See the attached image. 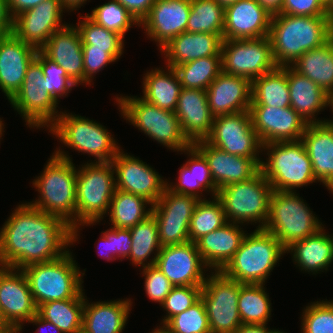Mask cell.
<instances>
[{
    "label": "cell",
    "mask_w": 333,
    "mask_h": 333,
    "mask_svg": "<svg viewBox=\"0 0 333 333\" xmlns=\"http://www.w3.org/2000/svg\"><path fill=\"white\" fill-rule=\"evenodd\" d=\"M72 228L27 203L19 204L0 228V266L23 269L66 254Z\"/></svg>",
    "instance_id": "6da1fadb"
},
{
    "label": "cell",
    "mask_w": 333,
    "mask_h": 333,
    "mask_svg": "<svg viewBox=\"0 0 333 333\" xmlns=\"http://www.w3.org/2000/svg\"><path fill=\"white\" fill-rule=\"evenodd\" d=\"M333 37L328 16H299L277 13L272 16L269 38L278 67L291 66L305 52L321 47Z\"/></svg>",
    "instance_id": "7a4b0ae2"
},
{
    "label": "cell",
    "mask_w": 333,
    "mask_h": 333,
    "mask_svg": "<svg viewBox=\"0 0 333 333\" xmlns=\"http://www.w3.org/2000/svg\"><path fill=\"white\" fill-rule=\"evenodd\" d=\"M44 171L33 180L40 193L33 207L65 221L72 229L76 227L77 169L72 158L60 148L54 151Z\"/></svg>",
    "instance_id": "3957f363"
},
{
    "label": "cell",
    "mask_w": 333,
    "mask_h": 333,
    "mask_svg": "<svg viewBox=\"0 0 333 333\" xmlns=\"http://www.w3.org/2000/svg\"><path fill=\"white\" fill-rule=\"evenodd\" d=\"M246 233L229 262L220 272L242 284H264L286 249L270 232L255 229Z\"/></svg>",
    "instance_id": "277c9868"
},
{
    "label": "cell",
    "mask_w": 333,
    "mask_h": 333,
    "mask_svg": "<svg viewBox=\"0 0 333 333\" xmlns=\"http://www.w3.org/2000/svg\"><path fill=\"white\" fill-rule=\"evenodd\" d=\"M114 175L111 162L91 161L77 170L76 227L72 229V242L79 239L80 226L94 225L108 213L116 190Z\"/></svg>",
    "instance_id": "5b68a950"
},
{
    "label": "cell",
    "mask_w": 333,
    "mask_h": 333,
    "mask_svg": "<svg viewBox=\"0 0 333 333\" xmlns=\"http://www.w3.org/2000/svg\"><path fill=\"white\" fill-rule=\"evenodd\" d=\"M24 273L36 307L55 300L79 298L83 292V271H80L72 252L58 259L29 265Z\"/></svg>",
    "instance_id": "8992f818"
},
{
    "label": "cell",
    "mask_w": 333,
    "mask_h": 333,
    "mask_svg": "<svg viewBox=\"0 0 333 333\" xmlns=\"http://www.w3.org/2000/svg\"><path fill=\"white\" fill-rule=\"evenodd\" d=\"M296 191H272L264 230L287 249L294 242L315 234L324 225Z\"/></svg>",
    "instance_id": "52a82bcc"
},
{
    "label": "cell",
    "mask_w": 333,
    "mask_h": 333,
    "mask_svg": "<svg viewBox=\"0 0 333 333\" xmlns=\"http://www.w3.org/2000/svg\"><path fill=\"white\" fill-rule=\"evenodd\" d=\"M268 158L261 161L260 171L270 183L273 191H296L318 181L311 160L301 140L262 145Z\"/></svg>",
    "instance_id": "ba28073f"
},
{
    "label": "cell",
    "mask_w": 333,
    "mask_h": 333,
    "mask_svg": "<svg viewBox=\"0 0 333 333\" xmlns=\"http://www.w3.org/2000/svg\"><path fill=\"white\" fill-rule=\"evenodd\" d=\"M126 121L168 149L181 152L192 144L184 136L175 112L161 109L137 96L116 97Z\"/></svg>",
    "instance_id": "9c48e42d"
},
{
    "label": "cell",
    "mask_w": 333,
    "mask_h": 333,
    "mask_svg": "<svg viewBox=\"0 0 333 333\" xmlns=\"http://www.w3.org/2000/svg\"><path fill=\"white\" fill-rule=\"evenodd\" d=\"M48 130L68 148L94 156L93 162H111L121 150L106 127L84 116L62 111Z\"/></svg>",
    "instance_id": "30bf717a"
},
{
    "label": "cell",
    "mask_w": 333,
    "mask_h": 333,
    "mask_svg": "<svg viewBox=\"0 0 333 333\" xmlns=\"http://www.w3.org/2000/svg\"><path fill=\"white\" fill-rule=\"evenodd\" d=\"M272 187L259 171L247 181L229 184L218 190L217 197L223 204L228 222L259 223L263 229L268 218L269 200Z\"/></svg>",
    "instance_id": "8fae6325"
},
{
    "label": "cell",
    "mask_w": 333,
    "mask_h": 333,
    "mask_svg": "<svg viewBox=\"0 0 333 333\" xmlns=\"http://www.w3.org/2000/svg\"><path fill=\"white\" fill-rule=\"evenodd\" d=\"M9 102L28 127L49 128L60 115L57 109L59 103L46 90L38 55L28 66L21 89Z\"/></svg>",
    "instance_id": "7c38bea8"
},
{
    "label": "cell",
    "mask_w": 333,
    "mask_h": 333,
    "mask_svg": "<svg viewBox=\"0 0 333 333\" xmlns=\"http://www.w3.org/2000/svg\"><path fill=\"white\" fill-rule=\"evenodd\" d=\"M241 284L220 271L207 275L200 298L206 308L211 333H234L242 325L238 311Z\"/></svg>",
    "instance_id": "4fadbf2b"
},
{
    "label": "cell",
    "mask_w": 333,
    "mask_h": 333,
    "mask_svg": "<svg viewBox=\"0 0 333 333\" xmlns=\"http://www.w3.org/2000/svg\"><path fill=\"white\" fill-rule=\"evenodd\" d=\"M221 64L222 72L245 77L251 82L278 67L273 58L269 36L223 40Z\"/></svg>",
    "instance_id": "5bb4252c"
},
{
    "label": "cell",
    "mask_w": 333,
    "mask_h": 333,
    "mask_svg": "<svg viewBox=\"0 0 333 333\" xmlns=\"http://www.w3.org/2000/svg\"><path fill=\"white\" fill-rule=\"evenodd\" d=\"M200 199L192 195L172 192L167 187L152 205L159 241L162 247L180 245L190 241L189 224Z\"/></svg>",
    "instance_id": "9a60e30c"
},
{
    "label": "cell",
    "mask_w": 333,
    "mask_h": 333,
    "mask_svg": "<svg viewBox=\"0 0 333 333\" xmlns=\"http://www.w3.org/2000/svg\"><path fill=\"white\" fill-rule=\"evenodd\" d=\"M205 140L229 154L246 158H260L259 153L263 152L250 111L215 117Z\"/></svg>",
    "instance_id": "2e32d148"
},
{
    "label": "cell",
    "mask_w": 333,
    "mask_h": 333,
    "mask_svg": "<svg viewBox=\"0 0 333 333\" xmlns=\"http://www.w3.org/2000/svg\"><path fill=\"white\" fill-rule=\"evenodd\" d=\"M0 312L3 323L19 333L23 323L37 314L28 281L20 269L0 266Z\"/></svg>",
    "instance_id": "e0dca14e"
},
{
    "label": "cell",
    "mask_w": 333,
    "mask_h": 333,
    "mask_svg": "<svg viewBox=\"0 0 333 333\" xmlns=\"http://www.w3.org/2000/svg\"><path fill=\"white\" fill-rule=\"evenodd\" d=\"M116 189L139 195L154 205L164 192L165 179L154 168L121 149L111 161Z\"/></svg>",
    "instance_id": "ac0fdd59"
},
{
    "label": "cell",
    "mask_w": 333,
    "mask_h": 333,
    "mask_svg": "<svg viewBox=\"0 0 333 333\" xmlns=\"http://www.w3.org/2000/svg\"><path fill=\"white\" fill-rule=\"evenodd\" d=\"M155 266L173 286H203L207 275L204 270H209L202 261L196 243L191 241L162 247Z\"/></svg>",
    "instance_id": "d6986e66"
},
{
    "label": "cell",
    "mask_w": 333,
    "mask_h": 333,
    "mask_svg": "<svg viewBox=\"0 0 333 333\" xmlns=\"http://www.w3.org/2000/svg\"><path fill=\"white\" fill-rule=\"evenodd\" d=\"M64 11L60 0H44L13 18L12 33L40 50L55 31L67 25L61 23Z\"/></svg>",
    "instance_id": "ffe728a7"
},
{
    "label": "cell",
    "mask_w": 333,
    "mask_h": 333,
    "mask_svg": "<svg viewBox=\"0 0 333 333\" xmlns=\"http://www.w3.org/2000/svg\"><path fill=\"white\" fill-rule=\"evenodd\" d=\"M249 111L262 145L301 140L308 124L291 106H250Z\"/></svg>",
    "instance_id": "44dd1931"
},
{
    "label": "cell",
    "mask_w": 333,
    "mask_h": 333,
    "mask_svg": "<svg viewBox=\"0 0 333 333\" xmlns=\"http://www.w3.org/2000/svg\"><path fill=\"white\" fill-rule=\"evenodd\" d=\"M206 159L215 187L247 181L260 171L262 158H246L219 149L206 140L192 144Z\"/></svg>",
    "instance_id": "7402d4cb"
},
{
    "label": "cell",
    "mask_w": 333,
    "mask_h": 333,
    "mask_svg": "<svg viewBox=\"0 0 333 333\" xmlns=\"http://www.w3.org/2000/svg\"><path fill=\"white\" fill-rule=\"evenodd\" d=\"M190 10L191 0H156L140 26L161 49L172 38L186 31Z\"/></svg>",
    "instance_id": "603a6c76"
},
{
    "label": "cell",
    "mask_w": 333,
    "mask_h": 333,
    "mask_svg": "<svg viewBox=\"0 0 333 333\" xmlns=\"http://www.w3.org/2000/svg\"><path fill=\"white\" fill-rule=\"evenodd\" d=\"M272 16L256 0H238L225 8L223 40L269 36Z\"/></svg>",
    "instance_id": "cb8c5ba5"
},
{
    "label": "cell",
    "mask_w": 333,
    "mask_h": 333,
    "mask_svg": "<svg viewBox=\"0 0 333 333\" xmlns=\"http://www.w3.org/2000/svg\"><path fill=\"white\" fill-rule=\"evenodd\" d=\"M37 52L13 33L0 36V89L9 101L21 89L27 68Z\"/></svg>",
    "instance_id": "d4e9b609"
},
{
    "label": "cell",
    "mask_w": 333,
    "mask_h": 333,
    "mask_svg": "<svg viewBox=\"0 0 333 333\" xmlns=\"http://www.w3.org/2000/svg\"><path fill=\"white\" fill-rule=\"evenodd\" d=\"M252 82L242 76L221 72L206 89L207 102L212 116L249 111Z\"/></svg>",
    "instance_id": "484cf974"
},
{
    "label": "cell",
    "mask_w": 333,
    "mask_h": 333,
    "mask_svg": "<svg viewBox=\"0 0 333 333\" xmlns=\"http://www.w3.org/2000/svg\"><path fill=\"white\" fill-rule=\"evenodd\" d=\"M175 114L184 136L191 144L209 136L214 117L207 102L206 90L182 87Z\"/></svg>",
    "instance_id": "4316f807"
},
{
    "label": "cell",
    "mask_w": 333,
    "mask_h": 333,
    "mask_svg": "<svg viewBox=\"0 0 333 333\" xmlns=\"http://www.w3.org/2000/svg\"><path fill=\"white\" fill-rule=\"evenodd\" d=\"M80 34L75 25L67 23L55 31L40 49L48 58L61 66L78 86L84 85V62Z\"/></svg>",
    "instance_id": "83f0119b"
},
{
    "label": "cell",
    "mask_w": 333,
    "mask_h": 333,
    "mask_svg": "<svg viewBox=\"0 0 333 333\" xmlns=\"http://www.w3.org/2000/svg\"><path fill=\"white\" fill-rule=\"evenodd\" d=\"M301 141L315 178L333 194V120L307 124Z\"/></svg>",
    "instance_id": "f1b7e54d"
},
{
    "label": "cell",
    "mask_w": 333,
    "mask_h": 333,
    "mask_svg": "<svg viewBox=\"0 0 333 333\" xmlns=\"http://www.w3.org/2000/svg\"><path fill=\"white\" fill-rule=\"evenodd\" d=\"M245 232L238 223L227 222L199 238L195 243L204 264L220 271L239 249Z\"/></svg>",
    "instance_id": "f546056e"
},
{
    "label": "cell",
    "mask_w": 333,
    "mask_h": 333,
    "mask_svg": "<svg viewBox=\"0 0 333 333\" xmlns=\"http://www.w3.org/2000/svg\"><path fill=\"white\" fill-rule=\"evenodd\" d=\"M222 43L220 35L185 31L172 38L160 51L167 59L166 65L174 68L199 58L221 56Z\"/></svg>",
    "instance_id": "4dcf8cb0"
},
{
    "label": "cell",
    "mask_w": 333,
    "mask_h": 333,
    "mask_svg": "<svg viewBox=\"0 0 333 333\" xmlns=\"http://www.w3.org/2000/svg\"><path fill=\"white\" fill-rule=\"evenodd\" d=\"M287 80L293 110L308 124L328 121L318 120L315 116L324 107H330V95L291 66H287Z\"/></svg>",
    "instance_id": "1f68e13d"
},
{
    "label": "cell",
    "mask_w": 333,
    "mask_h": 333,
    "mask_svg": "<svg viewBox=\"0 0 333 333\" xmlns=\"http://www.w3.org/2000/svg\"><path fill=\"white\" fill-rule=\"evenodd\" d=\"M324 228L303 240L294 242L286 249L287 253L292 254V260L301 271L315 275L327 271L332 265L333 236L325 232Z\"/></svg>",
    "instance_id": "d6a6232c"
},
{
    "label": "cell",
    "mask_w": 333,
    "mask_h": 333,
    "mask_svg": "<svg viewBox=\"0 0 333 333\" xmlns=\"http://www.w3.org/2000/svg\"><path fill=\"white\" fill-rule=\"evenodd\" d=\"M131 306V299L128 298L91 304L85 298L82 327L88 333H122Z\"/></svg>",
    "instance_id": "836d02e7"
},
{
    "label": "cell",
    "mask_w": 333,
    "mask_h": 333,
    "mask_svg": "<svg viewBox=\"0 0 333 333\" xmlns=\"http://www.w3.org/2000/svg\"><path fill=\"white\" fill-rule=\"evenodd\" d=\"M190 156L179 170L178 184L166 182V187L172 192L192 195L198 199H202V193L199 191H209L213 196H217L218 189L215 187L211 177L210 168L205 157L193 146L183 150ZM199 189V190H198Z\"/></svg>",
    "instance_id": "e575fe53"
},
{
    "label": "cell",
    "mask_w": 333,
    "mask_h": 333,
    "mask_svg": "<svg viewBox=\"0 0 333 333\" xmlns=\"http://www.w3.org/2000/svg\"><path fill=\"white\" fill-rule=\"evenodd\" d=\"M154 68L143 76V96L146 102L175 112L182 86L174 68Z\"/></svg>",
    "instance_id": "d590c367"
},
{
    "label": "cell",
    "mask_w": 333,
    "mask_h": 333,
    "mask_svg": "<svg viewBox=\"0 0 333 333\" xmlns=\"http://www.w3.org/2000/svg\"><path fill=\"white\" fill-rule=\"evenodd\" d=\"M291 67L331 95L333 93V37L321 47L305 52L293 62Z\"/></svg>",
    "instance_id": "8d00e7d4"
},
{
    "label": "cell",
    "mask_w": 333,
    "mask_h": 333,
    "mask_svg": "<svg viewBox=\"0 0 333 333\" xmlns=\"http://www.w3.org/2000/svg\"><path fill=\"white\" fill-rule=\"evenodd\" d=\"M290 105L287 66L277 67L252 81L251 106L284 108Z\"/></svg>",
    "instance_id": "74e56055"
},
{
    "label": "cell",
    "mask_w": 333,
    "mask_h": 333,
    "mask_svg": "<svg viewBox=\"0 0 333 333\" xmlns=\"http://www.w3.org/2000/svg\"><path fill=\"white\" fill-rule=\"evenodd\" d=\"M147 204L150 205L147 210ZM152 213V203L142 196L116 189L108 215L111 227L130 229Z\"/></svg>",
    "instance_id": "f35d334b"
},
{
    "label": "cell",
    "mask_w": 333,
    "mask_h": 333,
    "mask_svg": "<svg viewBox=\"0 0 333 333\" xmlns=\"http://www.w3.org/2000/svg\"><path fill=\"white\" fill-rule=\"evenodd\" d=\"M85 297L83 293L79 298L42 303L37 307V314L63 333H74L82 328Z\"/></svg>",
    "instance_id": "ab89813d"
},
{
    "label": "cell",
    "mask_w": 333,
    "mask_h": 333,
    "mask_svg": "<svg viewBox=\"0 0 333 333\" xmlns=\"http://www.w3.org/2000/svg\"><path fill=\"white\" fill-rule=\"evenodd\" d=\"M130 232L132 247L127 259L132 260V265L142 266V268L155 265L158 253L162 248L155 217L152 214L149 215L146 219L131 227ZM152 253H154V256L147 262Z\"/></svg>",
    "instance_id": "60d3db41"
},
{
    "label": "cell",
    "mask_w": 333,
    "mask_h": 333,
    "mask_svg": "<svg viewBox=\"0 0 333 333\" xmlns=\"http://www.w3.org/2000/svg\"><path fill=\"white\" fill-rule=\"evenodd\" d=\"M264 284H241L238 311L242 324L267 325L271 317V300Z\"/></svg>",
    "instance_id": "b9f144b4"
},
{
    "label": "cell",
    "mask_w": 333,
    "mask_h": 333,
    "mask_svg": "<svg viewBox=\"0 0 333 333\" xmlns=\"http://www.w3.org/2000/svg\"><path fill=\"white\" fill-rule=\"evenodd\" d=\"M174 70L183 88L206 90L222 72L221 56L199 58L179 64Z\"/></svg>",
    "instance_id": "7bdbcfd3"
},
{
    "label": "cell",
    "mask_w": 333,
    "mask_h": 333,
    "mask_svg": "<svg viewBox=\"0 0 333 333\" xmlns=\"http://www.w3.org/2000/svg\"><path fill=\"white\" fill-rule=\"evenodd\" d=\"M225 8L216 0H191L187 32L211 33L223 38Z\"/></svg>",
    "instance_id": "ee69618b"
},
{
    "label": "cell",
    "mask_w": 333,
    "mask_h": 333,
    "mask_svg": "<svg viewBox=\"0 0 333 333\" xmlns=\"http://www.w3.org/2000/svg\"><path fill=\"white\" fill-rule=\"evenodd\" d=\"M75 26L80 34L82 48L106 49V52L117 61L123 53L124 38L118 33L96 24L87 15L82 16Z\"/></svg>",
    "instance_id": "f6af8a7d"
},
{
    "label": "cell",
    "mask_w": 333,
    "mask_h": 333,
    "mask_svg": "<svg viewBox=\"0 0 333 333\" xmlns=\"http://www.w3.org/2000/svg\"><path fill=\"white\" fill-rule=\"evenodd\" d=\"M223 204L217 196L211 200L200 199L189 224V239L196 242L227 223Z\"/></svg>",
    "instance_id": "bcb514c9"
},
{
    "label": "cell",
    "mask_w": 333,
    "mask_h": 333,
    "mask_svg": "<svg viewBox=\"0 0 333 333\" xmlns=\"http://www.w3.org/2000/svg\"><path fill=\"white\" fill-rule=\"evenodd\" d=\"M86 15L96 24L118 33L123 38L132 25L140 27V23L129 11L115 0L94 8L91 14Z\"/></svg>",
    "instance_id": "7dc6e473"
},
{
    "label": "cell",
    "mask_w": 333,
    "mask_h": 333,
    "mask_svg": "<svg viewBox=\"0 0 333 333\" xmlns=\"http://www.w3.org/2000/svg\"><path fill=\"white\" fill-rule=\"evenodd\" d=\"M164 326L172 333H211L201 298L187 310L171 317Z\"/></svg>",
    "instance_id": "c3c4849f"
},
{
    "label": "cell",
    "mask_w": 333,
    "mask_h": 333,
    "mask_svg": "<svg viewBox=\"0 0 333 333\" xmlns=\"http://www.w3.org/2000/svg\"><path fill=\"white\" fill-rule=\"evenodd\" d=\"M311 303L302 312L301 332L333 333V301L326 299Z\"/></svg>",
    "instance_id": "681fc988"
},
{
    "label": "cell",
    "mask_w": 333,
    "mask_h": 333,
    "mask_svg": "<svg viewBox=\"0 0 333 333\" xmlns=\"http://www.w3.org/2000/svg\"><path fill=\"white\" fill-rule=\"evenodd\" d=\"M37 55L41 58L46 90L59 102L58 98L67 96L76 84L67 76L61 66L48 58L41 50H38Z\"/></svg>",
    "instance_id": "f907efd6"
},
{
    "label": "cell",
    "mask_w": 333,
    "mask_h": 333,
    "mask_svg": "<svg viewBox=\"0 0 333 333\" xmlns=\"http://www.w3.org/2000/svg\"><path fill=\"white\" fill-rule=\"evenodd\" d=\"M202 286H174L167 295L161 307L165 309L166 316L160 325H164L171 317L187 310L200 299Z\"/></svg>",
    "instance_id": "816d5d0a"
},
{
    "label": "cell",
    "mask_w": 333,
    "mask_h": 333,
    "mask_svg": "<svg viewBox=\"0 0 333 333\" xmlns=\"http://www.w3.org/2000/svg\"><path fill=\"white\" fill-rule=\"evenodd\" d=\"M142 270L145 293L151 301L161 305L174 287L173 284L155 265L143 267Z\"/></svg>",
    "instance_id": "f5cc1de1"
},
{
    "label": "cell",
    "mask_w": 333,
    "mask_h": 333,
    "mask_svg": "<svg viewBox=\"0 0 333 333\" xmlns=\"http://www.w3.org/2000/svg\"><path fill=\"white\" fill-rule=\"evenodd\" d=\"M84 62V84L91 85L94 74L96 75L101 69L112 62H116L107 52L106 49L99 48H82Z\"/></svg>",
    "instance_id": "db71d44e"
},
{
    "label": "cell",
    "mask_w": 333,
    "mask_h": 333,
    "mask_svg": "<svg viewBox=\"0 0 333 333\" xmlns=\"http://www.w3.org/2000/svg\"><path fill=\"white\" fill-rule=\"evenodd\" d=\"M281 14L299 16H328L322 0H284Z\"/></svg>",
    "instance_id": "11a10c76"
},
{
    "label": "cell",
    "mask_w": 333,
    "mask_h": 333,
    "mask_svg": "<svg viewBox=\"0 0 333 333\" xmlns=\"http://www.w3.org/2000/svg\"><path fill=\"white\" fill-rule=\"evenodd\" d=\"M101 233L111 242L112 256L115 259L120 258L122 261V259L129 257L132 247L130 229L111 227Z\"/></svg>",
    "instance_id": "9f6ffc18"
},
{
    "label": "cell",
    "mask_w": 333,
    "mask_h": 333,
    "mask_svg": "<svg viewBox=\"0 0 333 333\" xmlns=\"http://www.w3.org/2000/svg\"><path fill=\"white\" fill-rule=\"evenodd\" d=\"M124 6L140 23L150 12L156 0H115Z\"/></svg>",
    "instance_id": "6f0895ef"
},
{
    "label": "cell",
    "mask_w": 333,
    "mask_h": 333,
    "mask_svg": "<svg viewBox=\"0 0 333 333\" xmlns=\"http://www.w3.org/2000/svg\"><path fill=\"white\" fill-rule=\"evenodd\" d=\"M44 0H6L12 18L21 12L36 7Z\"/></svg>",
    "instance_id": "680465c9"
},
{
    "label": "cell",
    "mask_w": 333,
    "mask_h": 333,
    "mask_svg": "<svg viewBox=\"0 0 333 333\" xmlns=\"http://www.w3.org/2000/svg\"><path fill=\"white\" fill-rule=\"evenodd\" d=\"M13 18L10 15L6 0H0V36L12 33Z\"/></svg>",
    "instance_id": "91938a15"
},
{
    "label": "cell",
    "mask_w": 333,
    "mask_h": 333,
    "mask_svg": "<svg viewBox=\"0 0 333 333\" xmlns=\"http://www.w3.org/2000/svg\"><path fill=\"white\" fill-rule=\"evenodd\" d=\"M28 323H32L33 325H39L36 333H44L45 330L43 328L54 331L53 333H63L56 325L51 322L46 321L45 319L41 318L38 314L32 317ZM52 333V332H51Z\"/></svg>",
    "instance_id": "94428289"
},
{
    "label": "cell",
    "mask_w": 333,
    "mask_h": 333,
    "mask_svg": "<svg viewBox=\"0 0 333 333\" xmlns=\"http://www.w3.org/2000/svg\"><path fill=\"white\" fill-rule=\"evenodd\" d=\"M274 330L261 324H242L234 333H272Z\"/></svg>",
    "instance_id": "6125c7cd"
},
{
    "label": "cell",
    "mask_w": 333,
    "mask_h": 333,
    "mask_svg": "<svg viewBox=\"0 0 333 333\" xmlns=\"http://www.w3.org/2000/svg\"><path fill=\"white\" fill-rule=\"evenodd\" d=\"M98 241H100V243L104 246H102L101 247V249H103V250H99V252H98V255L99 256H101V258H103V259H105V260H108V261H113V260H116L113 256H112V246H111V242L110 241H108L107 239H106V237L102 234L101 235V238H100V240H98ZM102 241V242H101ZM100 246V245H99ZM99 246H97V247H99ZM99 249V248H98ZM104 250H105V253H104Z\"/></svg>",
    "instance_id": "be15d7a7"
},
{
    "label": "cell",
    "mask_w": 333,
    "mask_h": 333,
    "mask_svg": "<svg viewBox=\"0 0 333 333\" xmlns=\"http://www.w3.org/2000/svg\"><path fill=\"white\" fill-rule=\"evenodd\" d=\"M260 5L266 8L272 15L281 11L284 0H256Z\"/></svg>",
    "instance_id": "e7e4bbea"
},
{
    "label": "cell",
    "mask_w": 333,
    "mask_h": 333,
    "mask_svg": "<svg viewBox=\"0 0 333 333\" xmlns=\"http://www.w3.org/2000/svg\"><path fill=\"white\" fill-rule=\"evenodd\" d=\"M87 0H60L61 6L64 10H78L77 8H81L82 4H85Z\"/></svg>",
    "instance_id": "03108f58"
},
{
    "label": "cell",
    "mask_w": 333,
    "mask_h": 333,
    "mask_svg": "<svg viewBox=\"0 0 333 333\" xmlns=\"http://www.w3.org/2000/svg\"><path fill=\"white\" fill-rule=\"evenodd\" d=\"M0 333H19V332H16L10 325L1 322Z\"/></svg>",
    "instance_id": "003e7915"
},
{
    "label": "cell",
    "mask_w": 333,
    "mask_h": 333,
    "mask_svg": "<svg viewBox=\"0 0 333 333\" xmlns=\"http://www.w3.org/2000/svg\"><path fill=\"white\" fill-rule=\"evenodd\" d=\"M326 11L329 19L333 22V0L326 5Z\"/></svg>",
    "instance_id": "a7ac6f4b"
},
{
    "label": "cell",
    "mask_w": 333,
    "mask_h": 333,
    "mask_svg": "<svg viewBox=\"0 0 333 333\" xmlns=\"http://www.w3.org/2000/svg\"><path fill=\"white\" fill-rule=\"evenodd\" d=\"M222 7L226 8L233 3H236L238 0H216Z\"/></svg>",
    "instance_id": "89a4df30"
},
{
    "label": "cell",
    "mask_w": 333,
    "mask_h": 333,
    "mask_svg": "<svg viewBox=\"0 0 333 333\" xmlns=\"http://www.w3.org/2000/svg\"><path fill=\"white\" fill-rule=\"evenodd\" d=\"M150 333H172V332H170L164 325L163 326L159 325V328L157 327Z\"/></svg>",
    "instance_id": "2644e50d"
},
{
    "label": "cell",
    "mask_w": 333,
    "mask_h": 333,
    "mask_svg": "<svg viewBox=\"0 0 333 333\" xmlns=\"http://www.w3.org/2000/svg\"><path fill=\"white\" fill-rule=\"evenodd\" d=\"M4 123L2 122V119L0 118V139H2L1 137L3 136V132H4Z\"/></svg>",
    "instance_id": "8c879c8a"
},
{
    "label": "cell",
    "mask_w": 333,
    "mask_h": 333,
    "mask_svg": "<svg viewBox=\"0 0 333 333\" xmlns=\"http://www.w3.org/2000/svg\"><path fill=\"white\" fill-rule=\"evenodd\" d=\"M330 108L332 109L333 112V93L330 95Z\"/></svg>",
    "instance_id": "753ad0ef"
},
{
    "label": "cell",
    "mask_w": 333,
    "mask_h": 333,
    "mask_svg": "<svg viewBox=\"0 0 333 333\" xmlns=\"http://www.w3.org/2000/svg\"><path fill=\"white\" fill-rule=\"evenodd\" d=\"M74 333H88L83 327L79 330H76Z\"/></svg>",
    "instance_id": "34e18365"
},
{
    "label": "cell",
    "mask_w": 333,
    "mask_h": 333,
    "mask_svg": "<svg viewBox=\"0 0 333 333\" xmlns=\"http://www.w3.org/2000/svg\"><path fill=\"white\" fill-rule=\"evenodd\" d=\"M272 333H285V332L275 329Z\"/></svg>",
    "instance_id": "11e5206c"
},
{
    "label": "cell",
    "mask_w": 333,
    "mask_h": 333,
    "mask_svg": "<svg viewBox=\"0 0 333 333\" xmlns=\"http://www.w3.org/2000/svg\"><path fill=\"white\" fill-rule=\"evenodd\" d=\"M322 1L325 5H327L330 2V0H322Z\"/></svg>",
    "instance_id": "2a66077c"
},
{
    "label": "cell",
    "mask_w": 333,
    "mask_h": 333,
    "mask_svg": "<svg viewBox=\"0 0 333 333\" xmlns=\"http://www.w3.org/2000/svg\"><path fill=\"white\" fill-rule=\"evenodd\" d=\"M1 322H3V321H2V315H1V312H0V323H1Z\"/></svg>",
    "instance_id": "b9fcfbb0"
}]
</instances>
